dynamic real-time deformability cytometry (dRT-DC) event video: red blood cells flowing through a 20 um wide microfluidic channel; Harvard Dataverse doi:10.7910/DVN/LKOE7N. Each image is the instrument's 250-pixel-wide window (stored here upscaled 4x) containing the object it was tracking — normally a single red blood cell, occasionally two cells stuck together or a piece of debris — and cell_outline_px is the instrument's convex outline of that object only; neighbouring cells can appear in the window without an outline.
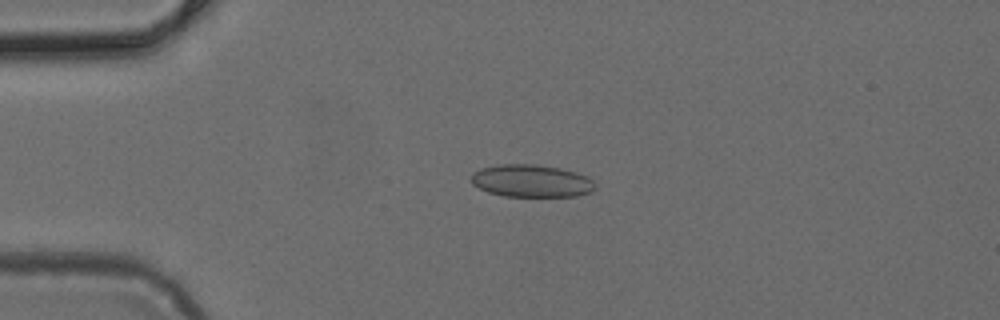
{"species": "common noctule bat (a hibernating species)", "species_latin": "Nyctalus noctula", "temperature_condition": "cold", "stored_images_in_passage": 6, "camera_frame_rate_fps": 3000, "um_per_image_px": 0.085, "animal": {"sex": "female", "body_mass_g": 24.6, "forearm_length_mm": 56.2}, "frame": {"image": 1, "passage_image": 4, "time_ms": 1.0, "image_size_px": [1000, 320], "cell_outline_px": [[596, 188], [592, 192], [576, 196], [504, 196], [488, 192], [472, 184], [472, 172], [480, 168], [500, 164], [536, 164], [560, 168], [576, 172], [588, 176], [596, 184]], "centroid_in_image_um": [45.19, 15.37], "position_along_channel_um": 39.8, "area_um2": 23.64}}
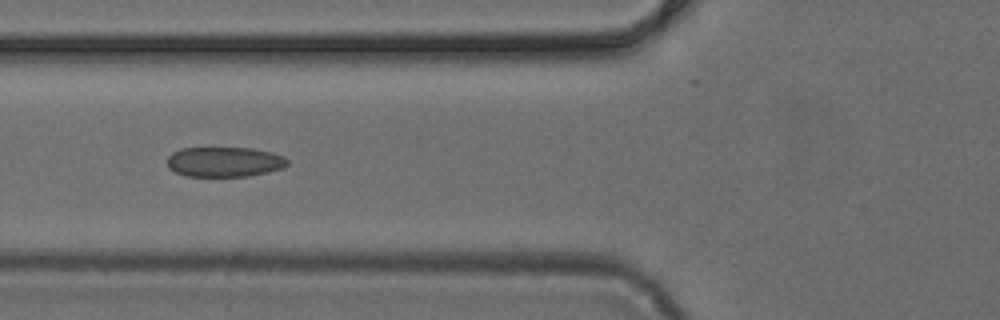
{"frame": {"image": 2, "passage_image": 6, "time_ms": 1.667, "image_size_px": [1000, 320], "cell_outline_px": [[288, 164], [284, 168], [268, 172], [248, 176], [184, 176], [168, 168], [168, 156], [172, 152], [180, 148], [252, 148], [272, 152], [284, 156], [288, 160]], "centroid_in_image_um": [19.09, 13.75], "position_along_channel_um": 106.7, "area_um2": 21.15}}